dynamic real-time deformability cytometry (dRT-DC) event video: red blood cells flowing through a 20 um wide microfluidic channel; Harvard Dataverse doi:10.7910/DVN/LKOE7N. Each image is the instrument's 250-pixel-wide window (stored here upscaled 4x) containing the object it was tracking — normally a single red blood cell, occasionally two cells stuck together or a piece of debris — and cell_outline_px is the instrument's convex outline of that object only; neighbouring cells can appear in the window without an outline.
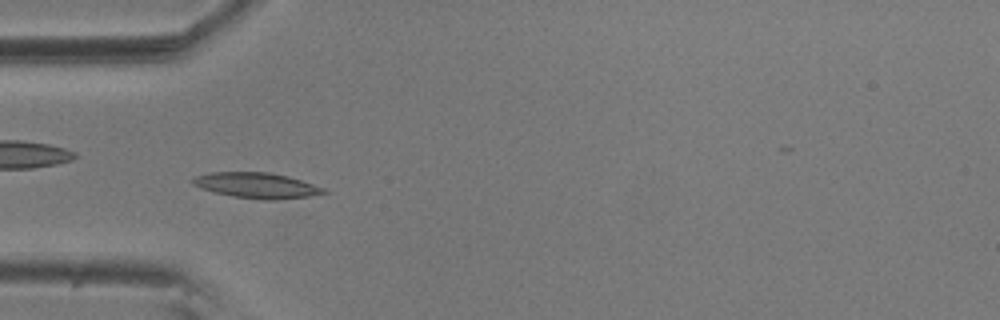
{"species": "common noctule bat (a hibernating species)", "species_latin": "Nyctalus noctula", "temperature_condition": "room temperature", "stored_images_in_passage": 47, "camera_frame_rate_fps": 3000, "um_per_image_px": 0.085, "animal": {"sex": "male", "body_mass_g": 20.5, "forearm_length_mm": 52.5}, "frame": {"image": 1, "passage_image": 11, "time_ms": 3.333, "image_size_px": [1000, 320], "cell_outline_px": [[328, 192], [308, 196], [276, 200], [264, 200], [232, 196], [200, 188], [192, 184], [188, 180], [196, 176], [212, 172], [268, 172], [288, 176], [324, 188]], "centroid_in_image_um": [21.77, 15.76], "position_along_channel_um": 63.2, "area_um2": 19.36}}
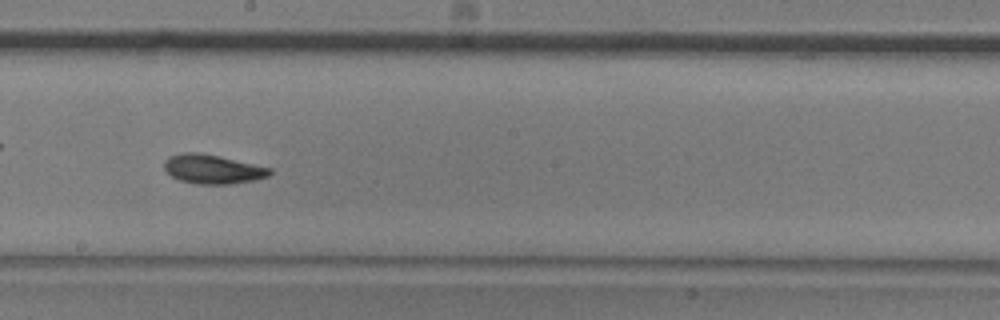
{"frame": {"image": 2, "passage_image": 25, "time_ms": 8.0, "image_size_px": [1000, 320], "cell_outline_px": [[272, 172], [268, 176], [256, 180], [232, 184], [196, 184], [180, 180], [172, 176], [164, 168], [164, 160], [168, 156], [184, 152], [200, 152], [220, 156], [272, 168]], "centroid_in_image_um": [18.08, 14.37], "position_along_channel_um": 230.1, "area_um2": 18.09}}
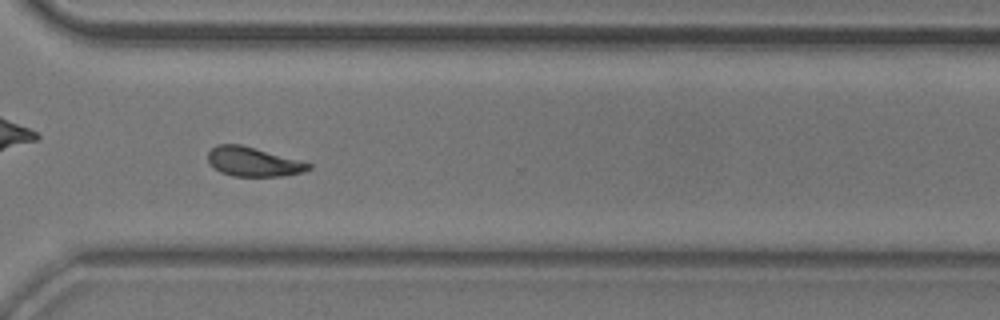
{"frame": {"image": 3, "passage_image": 35, "time_ms": 11.333, "image_size_px": [1000, 320], "cell_outline_px": [[312, 168], [304, 172], [284, 176], [232, 176], [220, 172], [208, 160], [208, 152], [216, 144], [240, 144], [300, 160], [312, 164]], "centroid_in_image_um": [21.55, 13.75], "position_along_channel_um": 349.0, "area_um2": 17.11}}